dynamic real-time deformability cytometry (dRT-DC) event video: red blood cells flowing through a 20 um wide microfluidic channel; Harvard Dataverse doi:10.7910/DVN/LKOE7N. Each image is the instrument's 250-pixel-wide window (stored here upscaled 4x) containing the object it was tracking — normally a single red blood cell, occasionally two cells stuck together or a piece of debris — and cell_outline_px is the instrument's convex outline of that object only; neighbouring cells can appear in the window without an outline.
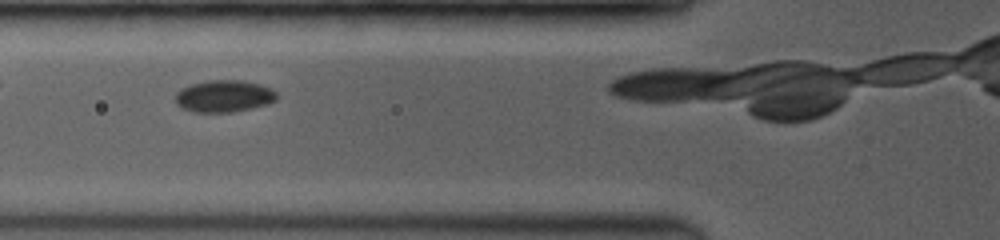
{"species": "common noctule bat (a hibernating species)", "species_latin": "Nyctalus noctula", "temperature_condition": "room temperature", "stored_images_in_passage": 27, "camera_frame_rate_fps": 3500, "um_per_image_px": 0.085, "animal": {"sex": "female", "body_mass_g": 19.0, "forearm_length_mm": 53.3}, "frame": {"image": 1, "passage_image": 8, "time_ms": 2.0, "image_size_px": [1000, 240], "cell_outline_px": [[276, 100], [268, 104], [252, 108], [232, 112], [192, 112], [180, 108], [176, 104], [176, 92], [180, 88], [192, 84], [208, 80], [244, 80], [260, 84], [272, 88], [276, 92]], "centroid_in_image_um": [19.03, 8.17], "position_along_channel_um": 106.8, "area_um2": 19.13}}